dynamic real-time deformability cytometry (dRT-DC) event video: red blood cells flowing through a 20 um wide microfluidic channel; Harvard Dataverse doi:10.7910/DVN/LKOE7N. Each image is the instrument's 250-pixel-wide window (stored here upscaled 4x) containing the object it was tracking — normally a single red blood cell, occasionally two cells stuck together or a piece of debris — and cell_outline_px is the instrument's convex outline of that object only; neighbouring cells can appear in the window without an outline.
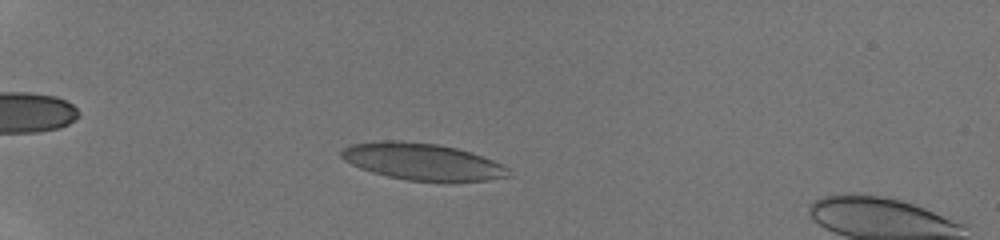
{"species": "human", "species_latin": "Homo sapiens", "temperature_condition": "room temperature", "stored_images_in_passage": 46, "camera_frame_rate_fps": 3000, "um_per_image_px": 0.085, "donor": {"sex": "male"}, "frame": {"image": 1, "passage_image": 11, "time_ms": 3.333, "image_size_px": [1000, 240], "cell_outline_px": [[512, 176], [488, 180], [408, 180], [388, 176], [372, 172], [360, 168], [344, 160], [340, 156], [340, 152], [348, 144], [380, 140], [396, 140], [440, 144], [472, 152], [492, 160], [508, 168]], "centroid_in_image_um": [35.86, 13.71], "position_along_channel_um": 49.1, "area_um2": 35.6}}
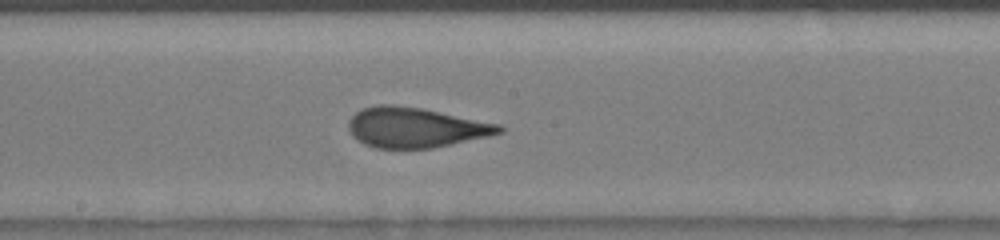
{"frame": {"image": 2, "passage_image": 26, "time_ms": 8.333, "image_size_px": [1000, 240], "cell_outline_px": [[504, 132], [488, 136], [452, 144], [432, 148], [376, 148], [364, 144], [356, 140], [352, 136], [348, 128], [348, 120], [360, 108], [376, 104], [392, 104], [420, 108], [500, 124], [504, 128]], "centroid_in_image_um": [35.27, 10.83], "position_along_channel_um": 212.9, "area_um2": 35.26}}
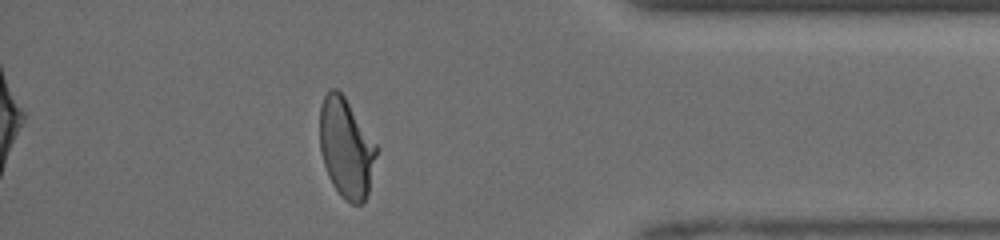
{"frame": {"image": 3, "passage_image": 41, "time_ms": 13.333, "image_size_px": [1000, 240], "cell_outline_px": [[380, 148], [368, 192], [364, 200], [360, 204], [352, 204], [344, 200], [340, 196], [332, 184], [328, 176], [320, 152], [320, 104], [328, 88], [336, 88], [344, 96]], "centroid_in_image_um": [29.44, 12.58], "position_along_channel_um": 405.8, "area_um2": 33.41}, "authors_computed_cell_mechanics": {"area_um2": 34.9401, "velocity_mm_per_s": 4.2569, "shape_relaxation_time_tau1_ms": 5.7852, "shape_relaxation_time_tau2_ms": 0.687, "deformation_change_tau1": 0.2008, "deformation_change_tau2": 0.0641}}